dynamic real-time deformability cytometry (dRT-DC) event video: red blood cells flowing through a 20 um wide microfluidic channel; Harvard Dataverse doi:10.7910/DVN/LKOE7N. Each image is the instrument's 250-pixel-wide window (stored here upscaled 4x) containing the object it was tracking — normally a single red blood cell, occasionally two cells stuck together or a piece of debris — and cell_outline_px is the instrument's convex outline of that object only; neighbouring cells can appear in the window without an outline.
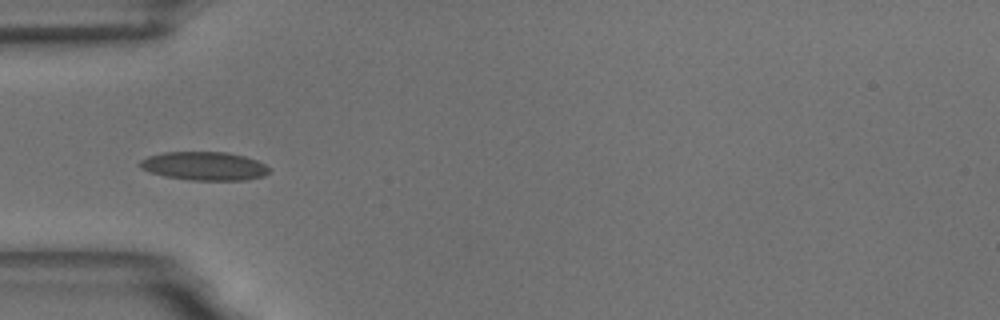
{"species": "common noctule bat (a hibernating species)", "species_latin": "Nyctalus noctula", "temperature_condition": "room temperature", "stored_images_in_passage": 39, "camera_frame_rate_fps": 3000, "um_per_image_px": 0.085, "animal": {"sex": "male", "body_mass_g": 18.8}, "frame": {"image": 1, "passage_image": 1, "time_ms": 0.0, "image_size_px": [1000, 320], "cell_outline_px": [[272, 168], [264, 176], [244, 180], [188, 180], [164, 176], [140, 168], [136, 164], [140, 160], [148, 156], [164, 152], [224, 152], [244, 156], [256, 160]], "centroid_in_image_um": [17.34, 14.11], "position_along_channel_um": 67.7, "area_um2": 21.56}}
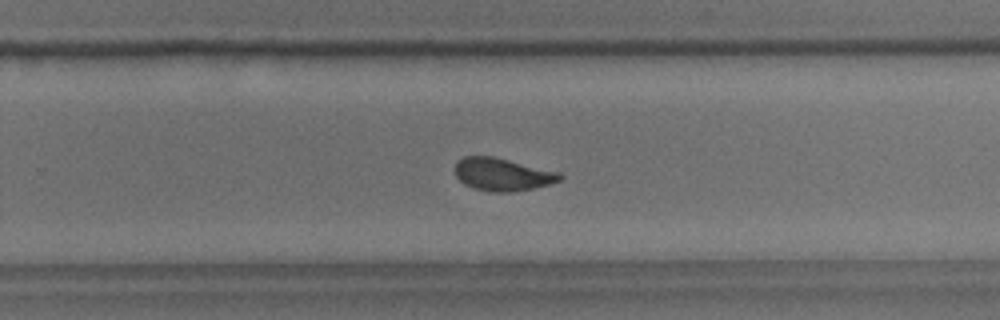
{"frame": {"image": 2, "passage_image": 19, "time_ms": 6.0, "image_size_px": [1000, 320], "cell_outline_px": [[564, 176], [560, 180], [548, 184], [532, 188], [512, 192], [492, 192], [476, 188], [464, 184], [456, 176], [456, 160], [464, 156], [492, 156], [560, 172]], "centroid_in_image_um": [42.7, 14.81], "position_along_channel_um": 287.1, "area_um2": 19.83}}
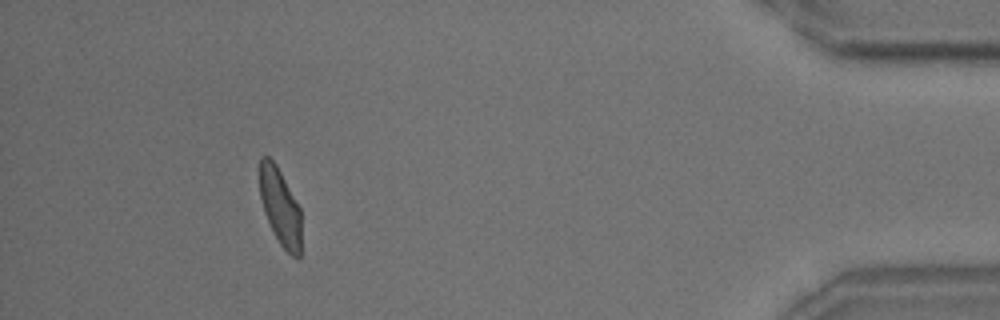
{"frame": {"image": 3, "passage_image": 34, "time_ms": 11.0, "image_size_px": [1000, 320], "cell_outline_px": [[300, 256], [292, 256], [280, 244], [264, 212], [260, 196], [260, 156], [268, 156], [276, 164], [300, 208]], "centroid_in_image_um": [23.8, 17.55], "position_along_channel_um": 411.4, "area_um2": 18.21}, "authors_computed_cell_mechanics": {"area_um2": 19.8254, "velocity_mm_per_s": 3.6549, "shape_relaxation_time_tau1_ms": 5.4338, "shape_relaxation_time_tau2_ms": 1.2147, "deformation_change_tau1": 0.1424, "deformation_change_tau2": 0.0617}}